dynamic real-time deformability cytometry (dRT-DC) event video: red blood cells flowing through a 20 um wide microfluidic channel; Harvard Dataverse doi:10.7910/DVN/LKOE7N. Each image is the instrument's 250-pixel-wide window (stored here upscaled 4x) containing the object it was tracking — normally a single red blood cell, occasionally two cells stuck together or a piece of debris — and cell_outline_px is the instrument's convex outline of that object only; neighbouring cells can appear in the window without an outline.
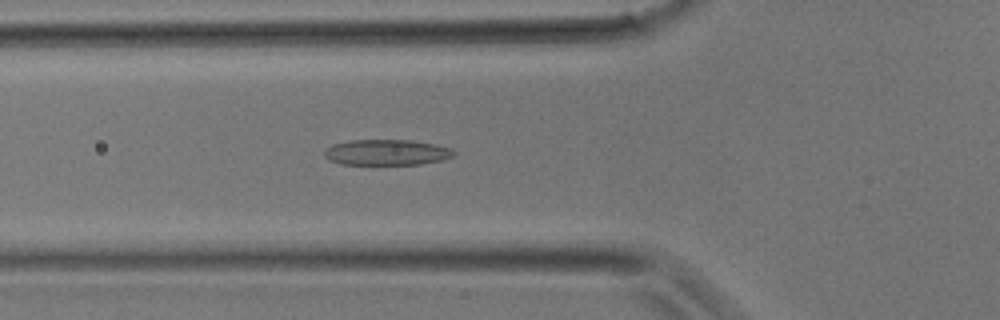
{"species": "common noctule bat (a hibernating species)", "species_latin": "Nyctalus noctula", "temperature_condition": "room temperature", "stored_images_in_passage": 34, "camera_frame_rate_fps": 3000, "um_per_image_px": 0.085, "animal": {"sex": "male", "body_mass_g": 17.9}, "frame": {"image": 1, "passage_image": 11, "time_ms": 3.333, "image_size_px": [1000, 320], "cell_outline_px": [[456, 152], [452, 156], [444, 160], [420, 164], [340, 164], [328, 160], [324, 156], [324, 148], [332, 144], [352, 140], [412, 140], [436, 144], [452, 148]], "centroid_in_image_um": [32.86, 12.95], "position_along_channel_um": 92.9, "area_um2": 19.59}}
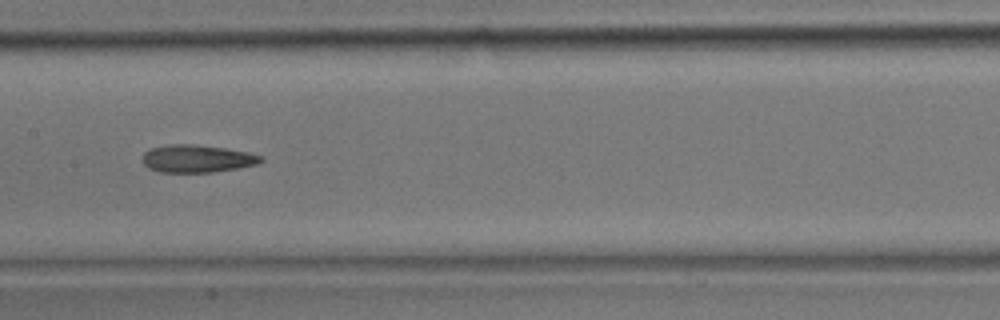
{"frame": {"image": 2, "passage_image": 16, "time_ms": 5.0, "image_size_px": [1000, 320], "cell_outline_px": [[264, 160], [260, 164], [240, 168], [212, 172], [160, 172], [148, 168], [144, 164], [144, 152], [152, 148], [168, 144], [192, 144], [224, 148], [248, 152], [264, 156]], "centroid_in_image_um": [16.81, 13.49], "position_along_channel_um": 190.6, "area_um2": 19.13}}
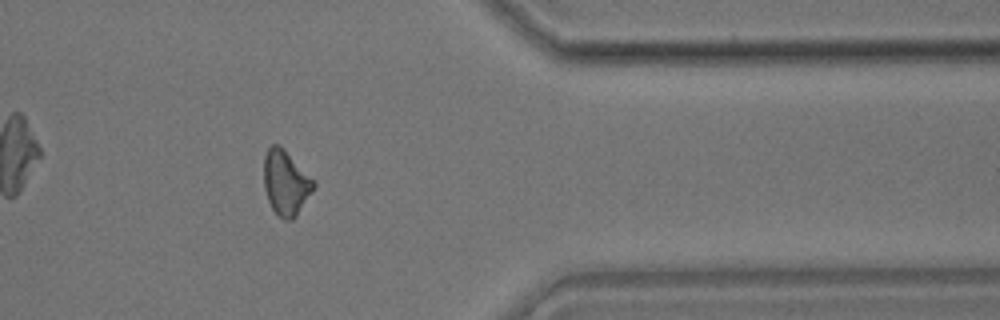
{"frame": {"image": 3, "passage_image": 27, "time_ms": 8.667, "image_size_px": [1000, 320], "cell_outline_px": [[316, 184], [312, 192], [296, 216], [292, 220], [284, 220], [276, 216], [268, 200], [264, 188], [264, 156], [268, 148], [272, 144], [280, 144], [316, 180]], "centroid_in_image_um": [24.3, 15.52], "position_along_channel_um": 387.1, "area_um2": 19.19}}